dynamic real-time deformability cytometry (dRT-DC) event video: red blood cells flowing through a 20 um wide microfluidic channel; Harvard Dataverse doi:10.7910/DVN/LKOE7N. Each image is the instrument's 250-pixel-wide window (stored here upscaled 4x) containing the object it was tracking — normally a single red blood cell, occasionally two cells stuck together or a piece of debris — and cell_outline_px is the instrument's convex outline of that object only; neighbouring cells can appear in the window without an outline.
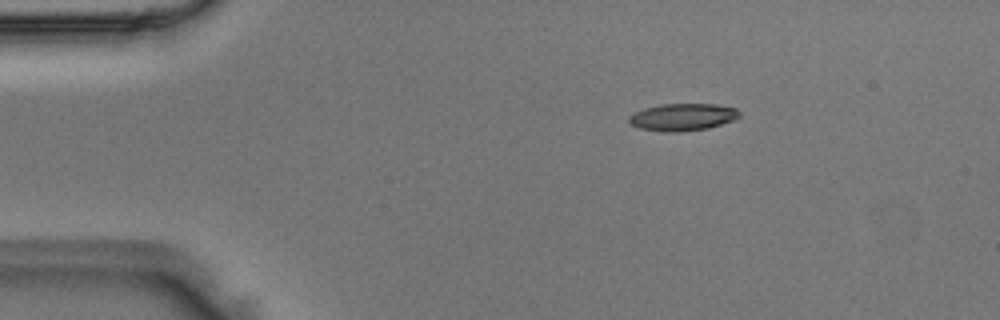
{"species": "Egyptian fruit bat (a non-hibernating species)", "species_latin": "Rousettus aegyptiacus", "temperature_condition": "room temperature", "stored_images_in_passage": 43, "camera_frame_rate_fps": 3000, "um_per_image_px": 0.085, "animal": {"sex": "male"}, "frame": {"image": 1, "passage_image": 1, "time_ms": 0.0, "image_size_px": [1000, 320], "cell_outline_px": [[740, 116], [732, 120], [708, 128], [676, 132], [664, 132], [640, 128], [632, 124], [628, 120], [628, 116], [644, 108], [660, 104], [716, 104], [736, 108], [740, 112]], "centroid_in_image_um": [58.02, 9.94], "position_along_channel_um": 27.0, "area_um2": 17.4}}
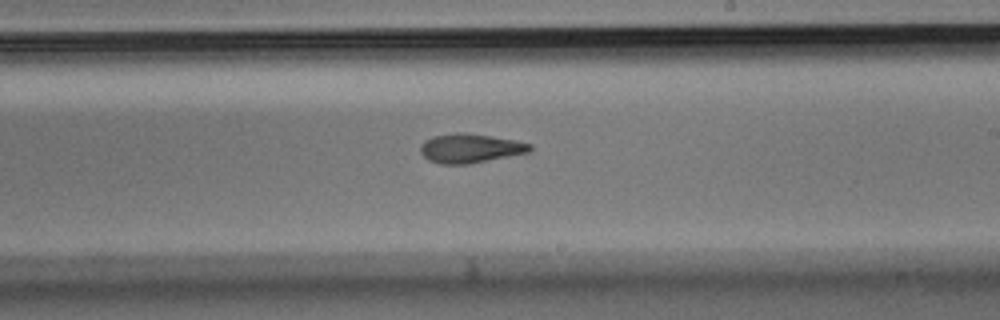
{"frame": {"image": 2, "passage_image": 22, "time_ms": 7.0, "image_size_px": [1000, 320], "cell_outline_px": [[532, 148], [528, 152], [468, 164], [440, 164], [428, 160], [420, 152], [420, 144], [424, 140], [432, 136], [456, 132], [460, 132], [488, 136], [512, 140], [532, 144]], "centroid_in_image_um": [39.89, 12.6], "position_along_channel_um": 249.1, "area_um2": 18.38}}
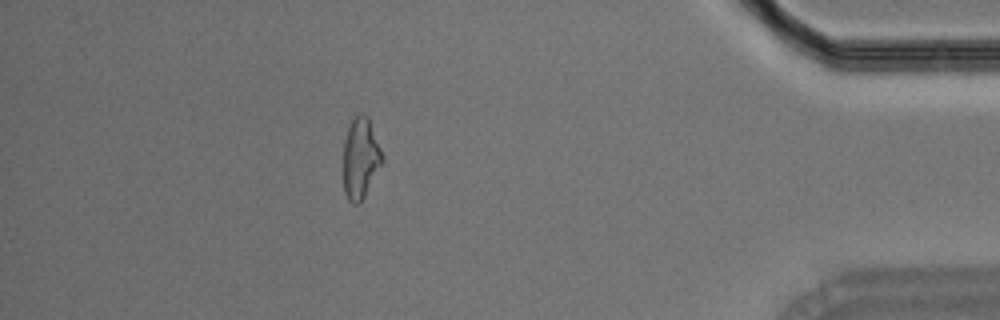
{"frame": {"image": 3, "passage_image": 37, "time_ms": 12.0, "image_size_px": [1000, 320], "cell_outline_px": [[384, 160], [364, 196], [356, 204], [352, 204], [348, 200], [344, 192], [344, 140], [348, 128], [352, 120], [360, 112], [364, 112], [368, 116], [384, 156]], "centroid_in_image_um": [30.65, 13.41], "position_along_channel_um": 404.5, "area_um2": 18.26}}